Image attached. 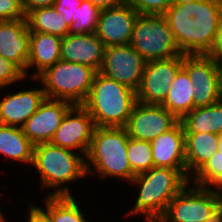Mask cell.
I'll return each instance as SVG.
<instances>
[{
  "instance_id": "obj_36",
  "label": "cell",
  "mask_w": 222,
  "mask_h": 222,
  "mask_svg": "<svg viewBox=\"0 0 222 222\" xmlns=\"http://www.w3.org/2000/svg\"><path fill=\"white\" fill-rule=\"evenodd\" d=\"M216 59H222V23L219 26L215 45L212 49V52L209 54Z\"/></svg>"
},
{
  "instance_id": "obj_23",
  "label": "cell",
  "mask_w": 222,
  "mask_h": 222,
  "mask_svg": "<svg viewBox=\"0 0 222 222\" xmlns=\"http://www.w3.org/2000/svg\"><path fill=\"white\" fill-rule=\"evenodd\" d=\"M33 150L34 144L26 137L21 127L0 124V154L5 160L30 166Z\"/></svg>"
},
{
  "instance_id": "obj_17",
  "label": "cell",
  "mask_w": 222,
  "mask_h": 222,
  "mask_svg": "<svg viewBox=\"0 0 222 222\" xmlns=\"http://www.w3.org/2000/svg\"><path fill=\"white\" fill-rule=\"evenodd\" d=\"M30 30L25 19L0 21V55L14 63L26 78Z\"/></svg>"
},
{
  "instance_id": "obj_12",
  "label": "cell",
  "mask_w": 222,
  "mask_h": 222,
  "mask_svg": "<svg viewBox=\"0 0 222 222\" xmlns=\"http://www.w3.org/2000/svg\"><path fill=\"white\" fill-rule=\"evenodd\" d=\"M179 122L180 120L162 105L137 102L125 128L130 138L151 142Z\"/></svg>"
},
{
  "instance_id": "obj_38",
  "label": "cell",
  "mask_w": 222,
  "mask_h": 222,
  "mask_svg": "<svg viewBox=\"0 0 222 222\" xmlns=\"http://www.w3.org/2000/svg\"><path fill=\"white\" fill-rule=\"evenodd\" d=\"M145 222H166L162 217H145Z\"/></svg>"
},
{
  "instance_id": "obj_22",
  "label": "cell",
  "mask_w": 222,
  "mask_h": 222,
  "mask_svg": "<svg viewBox=\"0 0 222 222\" xmlns=\"http://www.w3.org/2000/svg\"><path fill=\"white\" fill-rule=\"evenodd\" d=\"M186 172L190 179L219 150L220 135L215 133H184Z\"/></svg>"
},
{
  "instance_id": "obj_27",
  "label": "cell",
  "mask_w": 222,
  "mask_h": 222,
  "mask_svg": "<svg viewBox=\"0 0 222 222\" xmlns=\"http://www.w3.org/2000/svg\"><path fill=\"white\" fill-rule=\"evenodd\" d=\"M199 187L222 190V152L216 151L191 178Z\"/></svg>"
},
{
  "instance_id": "obj_40",
  "label": "cell",
  "mask_w": 222,
  "mask_h": 222,
  "mask_svg": "<svg viewBox=\"0 0 222 222\" xmlns=\"http://www.w3.org/2000/svg\"><path fill=\"white\" fill-rule=\"evenodd\" d=\"M218 148H219V150L222 152V134L220 135Z\"/></svg>"
},
{
  "instance_id": "obj_28",
  "label": "cell",
  "mask_w": 222,
  "mask_h": 222,
  "mask_svg": "<svg viewBox=\"0 0 222 222\" xmlns=\"http://www.w3.org/2000/svg\"><path fill=\"white\" fill-rule=\"evenodd\" d=\"M100 11L89 0H83L72 16L69 34L95 33Z\"/></svg>"
},
{
  "instance_id": "obj_33",
  "label": "cell",
  "mask_w": 222,
  "mask_h": 222,
  "mask_svg": "<svg viewBox=\"0 0 222 222\" xmlns=\"http://www.w3.org/2000/svg\"><path fill=\"white\" fill-rule=\"evenodd\" d=\"M83 0H56L52 5L57 12L63 14V18L68 27L72 23V16L77 11V7H80Z\"/></svg>"
},
{
  "instance_id": "obj_11",
  "label": "cell",
  "mask_w": 222,
  "mask_h": 222,
  "mask_svg": "<svg viewBox=\"0 0 222 222\" xmlns=\"http://www.w3.org/2000/svg\"><path fill=\"white\" fill-rule=\"evenodd\" d=\"M194 85V108L220 101L217 59L211 55H183L182 67Z\"/></svg>"
},
{
  "instance_id": "obj_16",
  "label": "cell",
  "mask_w": 222,
  "mask_h": 222,
  "mask_svg": "<svg viewBox=\"0 0 222 222\" xmlns=\"http://www.w3.org/2000/svg\"><path fill=\"white\" fill-rule=\"evenodd\" d=\"M8 92L0 99V124L21 127L45 100L43 88Z\"/></svg>"
},
{
  "instance_id": "obj_37",
  "label": "cell",
  "mask_w": 222,
  "mask_h": 222,
  "mask_svg": "<svg viewBox=\"0 0 222 222\" xmlns=\"http://www.w3.org/2000/svg\"><path fill=\"white\" fill-rule=\"evenodd\" d=\"M218 76H219V96L222 101V59H217Z\"/></svg>"
},
{
  "instance_id": "obj_2",
  "label": "cell",
  "mask_w": 222,
  "mask_h": 222,
  "mask_svg": "<svg viewBox=\"0 0 222 222\" xmlns=\"http://www.w3.org/2000/svg\"><path fill=\"white\" fill-rule=\"evenodd\" d=\"M31 166L40 176L39 191L46 189V196H72L69 185L87 179L85 157L50 142L34 145Z\"/></svg>"
},
{
  "instance_id": "obj_15",
  "label": "cell",
  "mask_w": 222,
  "mask_h": 222,
  "mask_svg": "<svg viewBox=\"0 0 222 222\" xmlns=\"http://www.w3.org/2000/svg\"><path fill=\"white\" fill-rule=\"evenodd\" d=\"M72 106L73 104L67 101L45 98L21 129L34 145L50 142Z\"/></svg>"
},
{
  "instance_id": "obj_34",
  "label": "cell",
  "mask_w": 222,
  "mask_h": 222,
  "mask_svg": "<svg viewBox=\"0 0 222 222\" xmlns=\"http://www.w3.org/2000/svg\"><path fill=\"white\" fill-rule=\"evenodd\" d=\"M56 0H22V8L25 15L30 11L41 8V7H51Z\"/></svg>"
},
{
  "instance_id": "obj_39",
  "label": "cell",
  "mask_w": 222,
  "mask_h": 222,
  "mask_svg": "<svg viewBox=\"0 0 222 222\" xmlns=\"http://www.w3.org/2000/svg\"><path fill=\"white\" fill-rule=\"evenodd\" d=\"M0 206H1V204H0ZM5 216H6V214H4V212L2 211V209L0 207V222H9L8 220H6L8 218Z\"/></svg>"
},
{
  "instance_id": "obj_8",
  "label": "cell",
  "mask_w": 222,
  "mask_h": 222,
  "mask_svg": "<svg viewBox=\"0 0 222 222\" xmlns=\"http://www.w3.org/2000/svg\"><path fill=\"white\" fill-rule=\"evenodd\" d=\"M130 46L145 61L184 55L177 46L163 15L138 14L134 22Z\"/></svg>"
},
{
  "instance_id": "obj_9",
  "label": "cell",
  "mask_w": 222,
  "mask_h": 222,
  "mask_svg": "<svg viewBox=\"0 0 222 222\" xmlns=\"http://www.w3.org/2000/svg\"><path fill=\"white\" fill-rule=\"evenodd\" d=\"M182 67L183 55L146 61L140 85L136 90L137 102L161 105Z\"/></svg>"
},
{
  "instance_id": "obj_24",
  "label": "cell",
  "mask_w": 222,
  "mask_h": 222,
  "mask_svg": "<svg viewBox=\"0 0 222 222\" xmlns=\"http://www.w3.org/2000/svg\"><path fill=\"white\" fill-rule=\"evenodd\" d=\"M180 122L184 133L222 134V101L215 104L193 108Z\"/></svg>"
},
{
  "instance_id": "obj_19",
  "label": "cell",
  "mask_w": 222,
  "mask_h": 222,
  "mask_svg": "<svg viewBox=\"0 0 222 222\" xmlns=\"http://www.w3.org/2000/svg\"><path fill=\"white\" fill-rule=\"evenodd\" d=\"M74 196H44L45 209L28 203V213L37 222H89Z\"/></svg>"
},
{
  "instance_id": "obj_26",
  "label": "cell",
  "mask_w": 222,
  "mask_h": 222,
  "mask_svg": "<svg viewBox=\"0 0 222 222\" xmlns=\"http://www.w3.org/2000/svg\"><path fill=\"white\" fill-rule=\"evenodd\" d=\"M26 20L30 32H43L61 38L69 34V27L64 21L63 14L57 12L53 6L30 11L26 15Z\"/></svg>"
},
{
  "instance_id": "obj_35",
  "label": "cell",
  "mask_w": 222,
  "mask_h": 222,
  "mask_svg": "<svg viewBox=\"0 0 222 222\" xmlns=\"http://www.w3.org/2000/svg\"><path fill=\"white\" fill-rule=\"evenodd\" d=\"M94 6L100 10L120 6L126 3V0H89Z\"/></svg>"
},
{
  "instance_id": "obj_32",
  "label": "cell",
  "mask_w": 222,
  "mask_h": 222,
  "mask_svg": "<svg viewBox=\"0 0 222 222\" xmlns=\"http://www.w3.org/2000/svg\"><path fill=\"white\" fill-rule=\"evenodd\" d=\"M22 0H0V21L25 19Z\"/></svg>"
},
{
  "instance_id": "obj_6",
  "label": "cell",
  "mask_w": 222,
  "mask_h": 222,
  "mask_svg": "<svg viewBox=\"0 0 222 222\" xmlns=\"http://www.w3.org/2000/svg\"><path fill=\"white\" fill-rule=\"evenodd\" d=\"M96 71L83 64L60 59L32 82L42 85L45 97L82 105L89 95Z\"/></svg>"
},
{
  "instance_id": "obj_30",
  "label": "cell",
  "mask_w": 222,
  "mask_h": 222,
  "mask_svg": "<svg viewBox=\"0 0 222 222\" xmlns=\"http://www.w3.org/2000/svg\"><path fill=\"white\" fill-rule=\"evenodd\" d=\"M24 73L11 61L0 55V91L25 81Z\"/></svg>"
},
{
  "instance_id": "obj_29",
  "label": "cell",
  "mask_w": 222,
  "mask_h": 222,
  "mask_svg": "<svg viewBox=\"0 0 222 222\" xmlns=\"http://www.w3.org/2000/svg\"><path fill=\"white\" fill-rule=\"evenodd\" d=\"M127 156L130 167L135 174L154 167L152 147L149 141H141L129 137Z\"/></svg>"
},
{
  "instance_id": "obj_3",
  "label": "cell",
  "mask_w": 222,
  "mask_h": 222,
  "mask_svg": "<svg viewBox=\"0 0 222 222\" xmlns=\"http://www.w3.org/2000/svg\"><path fill=\"white\" fill-rule=\"evenodd\" d=\"M189 182L186 169L153 167L136 174L129 183L136 186V201L124 217H162L168 203Z\"/></svg>"
},
{
  "instance_id": "obj_14",
  "label": "cell",
  "mask_w": 222,
  "mask_h": 222,
  "mask_svg": "<svg viewBox=\"0 0 222 222\" xmlns=\"http://www.w3.org/2000/svg\"><path fill=\"white\" fill-rule=\"evenodd\" d=\"M138 14L127 2L120 6L102 9L95 34L105 47L129 45Z\"/></svg>"
},
{
  "instance_id": "obj_25",
  "label": "cell",
  "mask_w": 222,
  "mask_h": 222,
  "mask_svg": "<svg viewBox=\"0 0 222 222\" xmlns=\"http://www.w3.org/2000/svg\"><path fill=\"white\" fill-rule=\"evenodd\" d=\"M194 85L186 71L181 68L171 83L165 101L161 104L181 120L194 108Z\"/></svg>"
},
{
  "instance_id": "obj_4",
  "label": "cell",
  "mask_w": 222,
  "mask_h": 222,
  "mask_svg": "<svg viewBox=\"0 0 222 222\" xmlns=\"http://www.w3.org/2000/svg\"><path fill=\"white\" fill-rule=\"evenodd\" d=\"M128 140L125 127H95L85 156L87 177L95 174L104 181L113 178L130 183L136 174L127 156Z\"/></svg>"
},
{
  "instance_id": "obj_5",
  "label": "cell",
  "mask_w": 222,
  "mask_h": 222,
  "mask_svg": "<svg viewBox=\"0 0 222 222\" xmlns=\"http://www.w3.org/2000/svg\"><path fill=\"white\" fill-rule=\"evenodd\" d=\"M136 103V91L96 72L82 106L89 112L95 127H126Z\"/></svg>"
},
{
  "instance_id": "obj_31",
  "label": "cell",
  "mask_w": 222,
  "mask_h": 222,
  "mask_svg": "<svg viewBox=\"0 0 222 222\" xmlns=\"http://www.w3.org/2000/svg\"><path fill=\"white\" fill-rule=\"evenodd\" d=\"M175 0H126L139 14L163 15Z\"/></svg>"
},
{
  "instance_id": "obj_20",
  "label": "cell",
  "mask_w": 222,
  "mask_h": 222,
  "mask_svg": "<svg viewBox=\"0 0 222 222\" xmlns=\"http://www.w3.org/2000/svg\"><path fill=\"white\" fill-rule=\"evenodd\" d=\"M150 143L154 167L186 169L185 135L181 122Z\"/></svg>"
},
{
  "instance_id": "obj_1",
  "label": "cell",
  "mask_w": 222,
  "mask_h": 222,
  "mask_svg": "<svg viewBox=\"0 0 222 222\" xmlns=\"http://www.w3.org/2000/svg\"><path fill=\"white\" fill-rule=\"evenodd\" d=\"M184 55H209L222 23V0H175L163 14Z\"/></svg>"
},
{
  "instance_id": "obj_18",
  "label": "cell",
  "mask_w": 222,
  "mask_h": 222,
  "mask_svg": "<svg viewBox=\"0 0 222 222\" xmlns=\"http://www.w3.org/2000/svg\"><path fill=\"white\" fill-rule=\"evenodd\" d=\"M105 45L95 33L68 34L62 38L61 59L83 64L98 72L103 63Z\"/></svg>"
},
{
  "instance_id": "obj_41",
  "label": "cell",
  "mask_w": 222,
  "mask_h": 222,
  "mask_svg": "<svg viewBox=\"0 0 222 222\" xmlns=\"http://www.w3.org/2000/svg\"><path fill=\"white\" fill-rule=\"evenodd\" d=\"M28 214V216L26 215V222H32V216L29 214V213H27Z\"/></svg>"
},
{
  "instance_id": "obj_10",
  "label": "cell",
  "mask_w": 222,
  "mask_h": 222,
  "mask_svg": "<svg viewBox=\"0 0 222 222\" xmlns=\"http://www.w3.org/2000/svg\"><path fill=\"white\" fill-rule=\"evenodd\" d=\"M145 64L146 61L130 44L107 46L98 72L136 91L140 85Z\"/></svg>"
},
{
  "instance_id": "obj_7",
  "label": "cell",
  "mask_w": 222,
  "mask_h": 222,
  "mask_svg": "<svg viewBox=\"0 0 222 222\" xmlns=\"http://www.w3.org/2000/svg\"><path fill=\"white\" fill-rule=\"evenodd\" d=\"M166 222H222V190L189 182L169 203Z\"/></svg>"
},
{
  "instance_id": "obj_13",
  "label": "cell",
  "mask_w": 222,
  "mask_h": 222,
  "mask_svg": "<svg viewBox=\"0 0 222 222\" xmlns=\"http://www.w3.org/2000/svg\"><path fill=\"white\" fill-rule=\"evenodd\" d=\"M95 125L89 112L82 105H73L64 116L50 143L81 153L89 149Z\"/></svg>"
},
{
  "instance_id": "obj_21",
  "label": "cell",
  "mask_w": 222,
  "mask_h": 222,
  "mask_svg": "<svg viewBox=\"0 0 222 222\" xmlns=\"http://www.w3.org/2000/svg\"><path fill=\"white\" fill-rule=\"evenodd\" d=\"M61 42L62 38L56 35L30 32L29 57L26 68L27 79H36L42 72L61 59ZM32 68H34V72Z\"/></svg>"
}]
</instances>
